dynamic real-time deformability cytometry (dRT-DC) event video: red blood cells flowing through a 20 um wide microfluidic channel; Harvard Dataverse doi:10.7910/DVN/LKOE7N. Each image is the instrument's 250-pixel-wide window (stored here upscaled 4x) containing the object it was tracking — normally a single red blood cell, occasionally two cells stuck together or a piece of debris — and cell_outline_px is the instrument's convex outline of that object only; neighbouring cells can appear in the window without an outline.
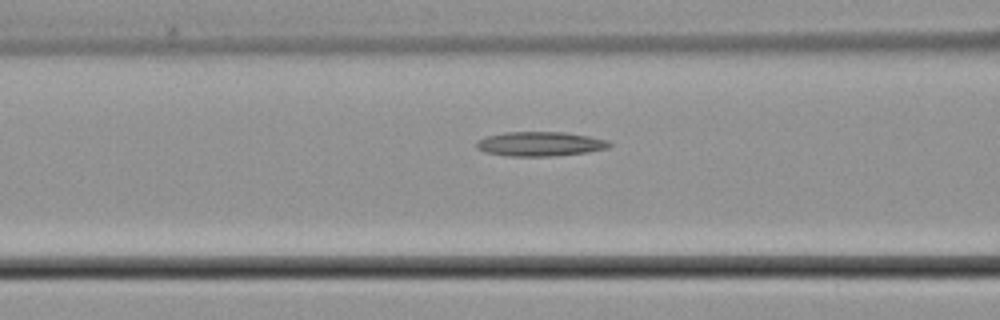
{"species": "common noctule bat (a hibernating species)", "species_latin": "Nyctalus noctula", "temperature_condition": "cold", "stored_images_in_passage": 5, "camera_frame_rate_fps": 3000, "um_per_image_px": 0.085, "animal": {"sex": "male", "body_mass_g": 21.5, "forearm_length_mm": 52.0}, "frame": {"image": 1, "passage_image": 4, "time_ms": 4.333, "image_size_px": [1000, 320], "cell_outline_px": [[612, 144], [608, 148], [588, 152], [552, 156], [504, 156], [484, 152], [476, 148], [476, 140], [484, 136], [504, 132], [564, 132], [588, 136], [608, 140]], "centroid_in_image_um": [45.85, 12.23], "position_along_channel_um": 120.7, "area_um2": 19.13}}
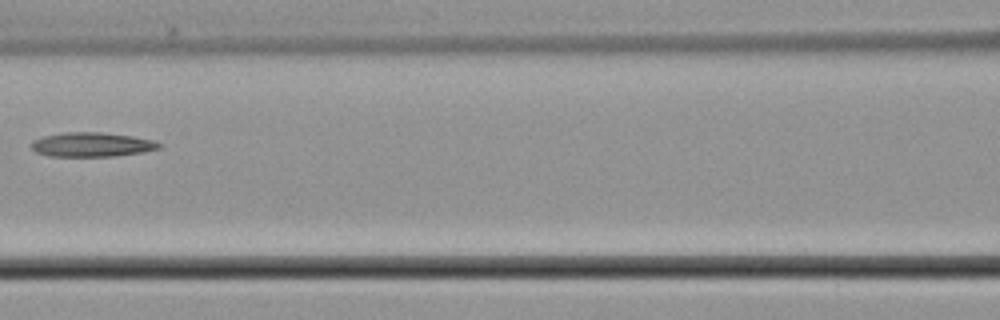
{"frame": {"image": 2, "passage_image": 5, "time_ms": 5.333, "image_size_px": [1000, 320], "cell_outline_px": [[164, 144], [160, 148], [144, 152], [116, 156], [48, 156], [36, 152], [32, 148], [32, 140], [44, 136], [60, 132], [100, 132], [132, 136], [152, 140]], "centroid_in_image_um": [7.82, 12.29], "position_along_channel_um": 158.8, "area_um2": 18.21}}